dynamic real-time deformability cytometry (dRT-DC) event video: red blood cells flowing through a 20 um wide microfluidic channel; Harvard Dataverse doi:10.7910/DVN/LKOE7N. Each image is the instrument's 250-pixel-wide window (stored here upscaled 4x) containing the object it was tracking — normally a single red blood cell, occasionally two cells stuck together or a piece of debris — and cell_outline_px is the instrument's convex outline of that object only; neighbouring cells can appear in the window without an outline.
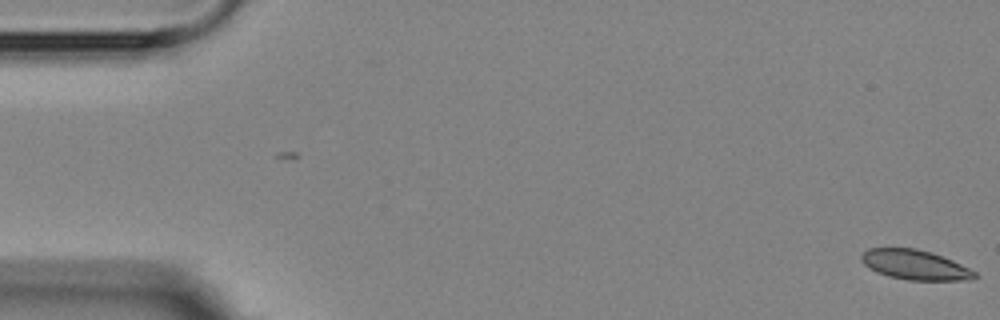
{"species": "Egyptian fruit bat (a non-hibernating species)", "species_latin": "Rousettus aegyptiacus", "temperature_condition": "room temperature", "stored_images_in_passage": 2, "camera_frame_rate_fps": 3000, "um_per_image_px": 0.085, "animal": {"sex": "female"}, "frame": {"image": 1, "passage_image": 2, "time_ms": 1.333, "image_size_px": [1000, 320], "cell_outline_px": [[976, 276], [972, 280], [908, 280], [888, 276], [876, 272], [868, 268], [860, 260], [860, 256], [868, 248], [916, 248], [932, 252], [952, 260], [976, 272]], "centroid_in_image_um": [77.74, 22.51], "position_along_channel_um": 7.3, "area_um2": 19.71}}